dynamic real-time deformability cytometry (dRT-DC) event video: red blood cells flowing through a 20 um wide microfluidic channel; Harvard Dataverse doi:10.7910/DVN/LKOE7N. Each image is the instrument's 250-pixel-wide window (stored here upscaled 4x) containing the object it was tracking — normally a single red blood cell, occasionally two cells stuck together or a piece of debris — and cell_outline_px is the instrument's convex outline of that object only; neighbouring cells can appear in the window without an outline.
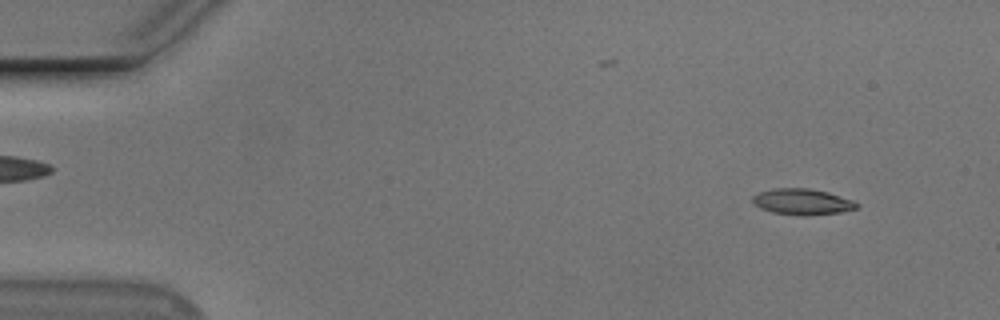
{"species": "Egyptian fruit bat (a non-hibernating species)", "species_latin": "Rousettus aegyptiacus", "temperature_condition": "cold", "stored_images_in_passage": 55, "camera_frame_rate_fps": 3000, "um_per_image_px": 0.085, "animal": {"sex": "male"}, "frame": {"image": 1, "passage_image": 5, "time_ms": 1.333, "image_size_px": [1000, 320], "cell_outline_px": [[860, 204], [856, 208], [840, 212], [808, 216], [800, 216], [772, 212], [760, 208], [752, 200], [752, 196], [756, 192], [776, 188], [808, 188], [828, 192], [852, 200]], "centroid_in_image_um": [68.17, 17.15], "position_along_channel_um": 16.8, "area_um2": 15.84}}
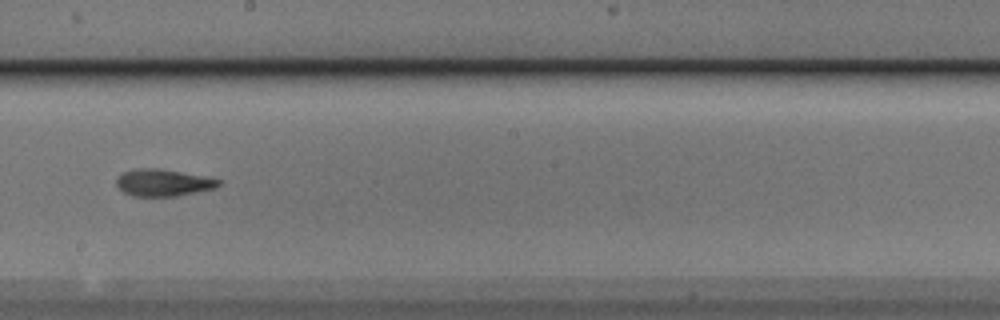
{"frame": {"image": 2, "passage_image": 31, "time_ms": 10.0, "image_size_px": [1000, 320], "cell_outline_px": [[220, 184], [216, 188], [176, 196], [132, 196], [124, 192], [116, 184], [116, 180], [124, 172], [140, 168], [156, 168], [204, 176], [220, 180]], "centroid_in_image_um": [13.88, 15.53], "position_along_channel_um": 234.3, "area_um2": 15.78}}
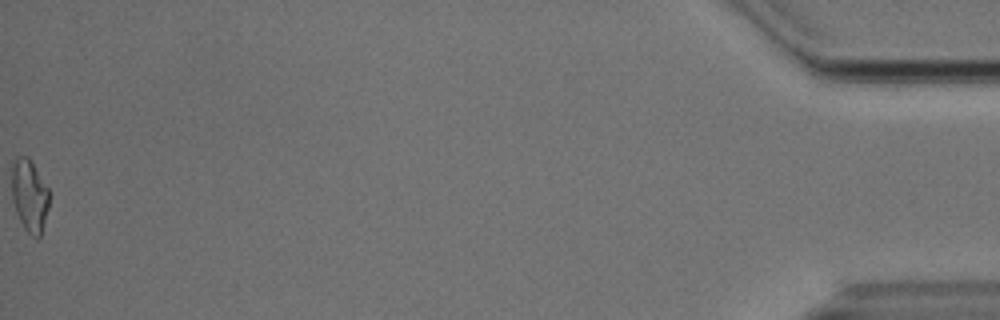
{"frame": {"image": 3, "passage_image": 55, "time_ms": 18.0, "image_size_px": [1000, 320], "cell_outline_px": [[48, 208], [40, 236], [36, 240], [24, 228], [16, 212], [12, 200], [12, 164], [16, 156], [28, 156], [48, 188]], "centroid_in_image_um": [2.49, 16.62], "position_along_channel_um": 432.7, "area_um2": 15.66}, "authors_computed_cell_mechanics": {"area_um2": 15.8372, "velocity_mm_per_s": 3.7459, "shape_relaxation_time_tau1_ms": 6.6911, "shape_relaxation_time_tau2_ms": 3.4307, "deformation_change_tau1": 0.1939, "deformation_change_tau2": 0.1185}}